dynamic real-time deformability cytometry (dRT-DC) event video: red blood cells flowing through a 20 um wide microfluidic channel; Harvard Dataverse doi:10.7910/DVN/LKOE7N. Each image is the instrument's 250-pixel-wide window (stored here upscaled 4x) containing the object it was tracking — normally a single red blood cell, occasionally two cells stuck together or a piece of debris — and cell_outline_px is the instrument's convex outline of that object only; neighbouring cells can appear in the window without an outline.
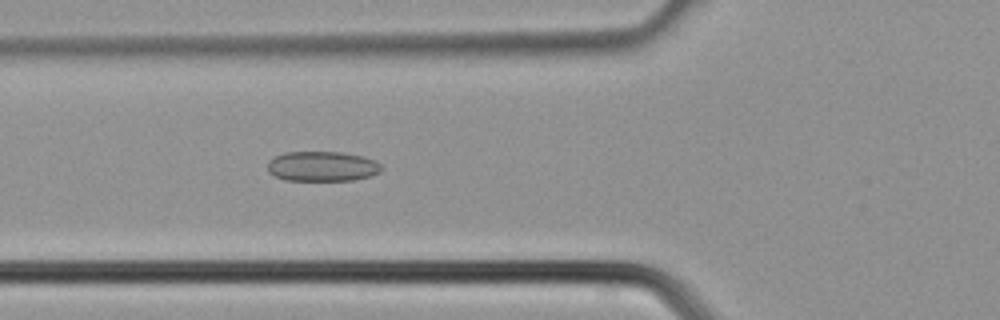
{"species": "common noctule bat (a hibernating species)", "species_latin": "Nyctalus noctula", "temperature_condition": "cold", "stored_images_in_passage": 28, "camera_frame_rate_fps": 3000, "um_per_image_px": 0.085, "animal": {"sex": "male", "body_mass_g": 21.5, "forearm_length_mm": 52.0}, "frame": {"image": 1, "passage_image": 8, "time_ms": 2.333, "image_size_px": [1000, 320], "cell_outline_px": [[380, 172], [372, 176], [352, 180], [284, 180], [268, 172], [268, 160], [284, 152], [340, 152], [364, 156], [376, 160], [380, 164]], "centroid_in_image_um": [27.39, 14.13], "position_along_channel_um": 98.4, "area_um2": 19.94}}
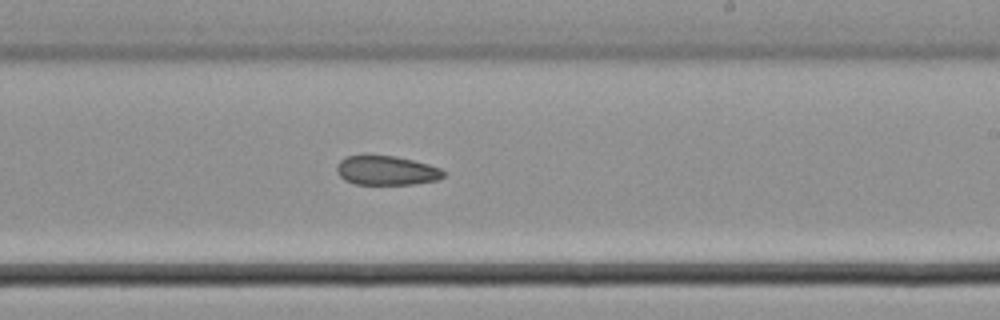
{"frame": {"image": 2, "passage_image": 17, "time_ms": 5.333, "image_size_px": [1000, 320], "cell_outline_px": [[444, 176], [436, 180], [412, 184], [356, 184], [344, 180], [336, 172], [336, 164], [344, 156], [396, 156], [428, 164], [440, 168], [444, 172]], "centroid_in_image_um": [32.81, 14.49], "position_along_channel_um": 256.2, "area_um2": 18.09}}
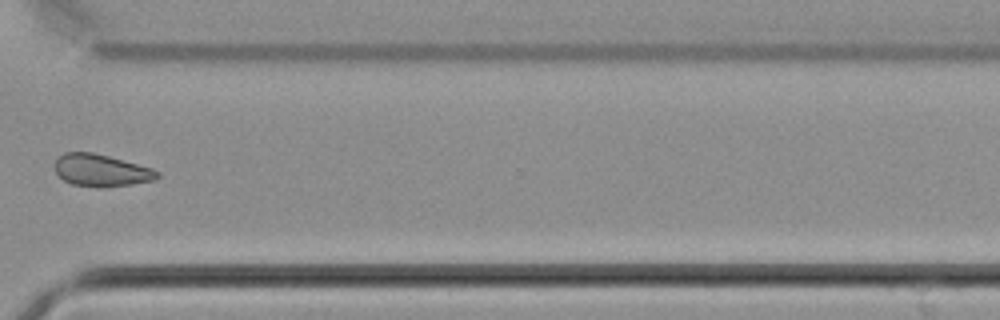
{"frame": {"image": 3, "passage_image": 23, "time_ms": 7.333, "image_size_px": [1000, 320], "cell_outline_px": [[160, 176], [152, 180], [132, 184], [72, 184], [64, 180], [56, 172], [56, 156], [64, 152], [92, 152], [108, 156], [152, 168], [160, 172]], "centroid_in_image_um": [8.59, 14.42], "position_along_channel_um": 362.0, "area_um2": 18.26}}